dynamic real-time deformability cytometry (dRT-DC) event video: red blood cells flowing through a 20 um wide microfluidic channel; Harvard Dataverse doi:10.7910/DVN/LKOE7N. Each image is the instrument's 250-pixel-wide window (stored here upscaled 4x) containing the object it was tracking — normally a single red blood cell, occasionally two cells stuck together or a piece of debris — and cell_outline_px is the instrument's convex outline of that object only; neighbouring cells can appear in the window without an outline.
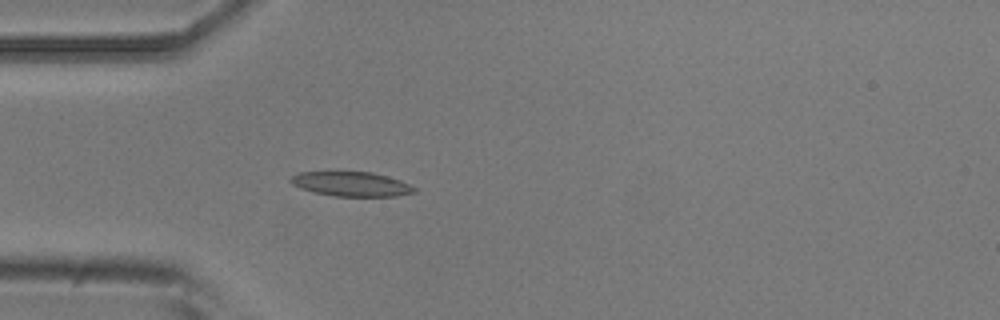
{"species": "common noctule bat (a hibernating species)", "species_latin": "Nyctalus noctula", "temperature_condition": "room temperature", "stored_images_in_passage": 4, "camera_frame_rate_fps": 3000, "um_per_image_px": 0.085, "animal": {"sex": "male", "body_mass_g": 20.5, "forearm_length_mm": 52.5}, "frame": {"image": 1, "passage_image": 4, "time_ms": 3.667, "image_size_px": [1000, 320], "cell_outline_px": [[416, 192], [396, 196], [336, 196], [312, 192], [300, 188], [292, 184], [288, 180], [292, 176], [300, 172], [372, 172], [388, 176], [400, 180], [416, 188]], "centroid_in_image_um": [29.85, 15.64], "position_along_channel_um": 55.1, "area_um2": 17.63}}